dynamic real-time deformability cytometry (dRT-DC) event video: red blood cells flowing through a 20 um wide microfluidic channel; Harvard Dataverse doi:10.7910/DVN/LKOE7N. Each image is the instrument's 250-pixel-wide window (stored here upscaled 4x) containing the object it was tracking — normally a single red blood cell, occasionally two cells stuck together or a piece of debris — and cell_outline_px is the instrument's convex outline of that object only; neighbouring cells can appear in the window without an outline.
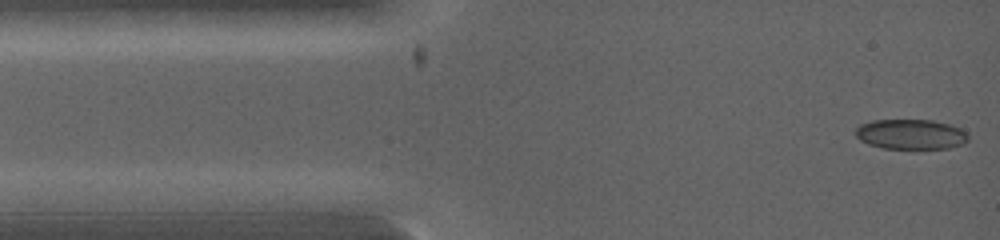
{"species": "common noctule bat (a hibernating species)", "species_latin": "Nyctalus noctula", "temperature_condition": "warm", "stored_images_in_passage": 7, "camera_frame_rate_fps": 5000, "um_per_image_px": 0.085, "animal": {"sex": "female", "body_mass_g": 19.0, "forearm_length_mm": 53.3}, "frame": {"image": 1, "passage_image": 1, "time_ms": 0.0, "image_size_px": [1000, 240], "cell_outline_px": [[968, 140], [964, 144], [948, 148], [884, 148], [868, 144], [860, 140], [856, 136], [856, 128], [860, 124], [872, 120], [932, 120], [952, 124], [968, 132]], "centroid_in_image_um": [77.45, 11.4], "position_along_channel_um": 7.6, "area_um2": 19.83}}
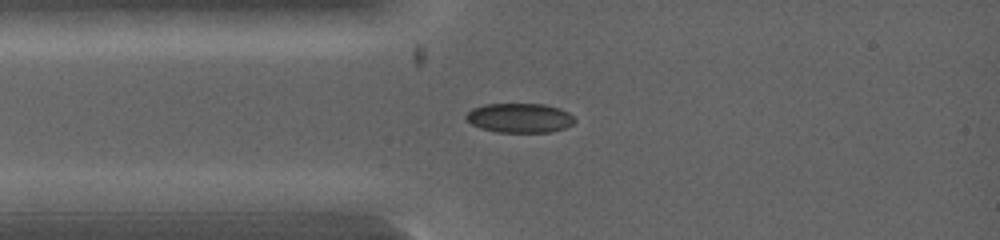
{"frame": {"image": 2, "passage_image": 6, "time_ms": 1.8, "image_size_px": [1000, 240], "cell_outline_px": [[576, 120], [572, 124], [564, 128], [552, 132], [496, 132], [480, 128], [472, 124], [464, 116], [472, 108], [484, 104], [544, 104], [560, 108], [568, 112]], "centroid_in_image_um": [44.17, 10.02], "position_along_channel_um": 40.8, "area_um2": 18.67}}